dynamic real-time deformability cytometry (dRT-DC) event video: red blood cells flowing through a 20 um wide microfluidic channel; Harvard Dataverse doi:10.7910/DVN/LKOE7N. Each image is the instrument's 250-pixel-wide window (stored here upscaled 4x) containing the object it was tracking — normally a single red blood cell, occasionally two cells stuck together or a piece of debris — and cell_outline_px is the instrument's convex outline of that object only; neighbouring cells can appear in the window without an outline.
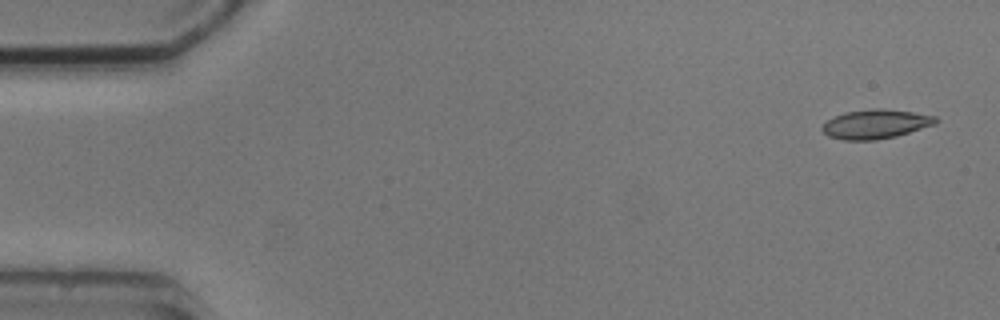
{"species": "common noctule bat (a hibernating species)", "species_latin": "Nyctalus noctula", "temperature_condition": "cold", "stored_images_in_passage": 6, "camera_frame_rate_fps": 3000, "um_per_image_px": 0.085, "animal": {"sex": "male", "body_mass_g": 20.5, "forearm_length_mm": 52.5}, "frame": {"image": 1, "passage_image": 1, "time_ms": 0.0, "image_size_px": [1000, 320], "cell_outline_px": [[940, 120], [936, 124], [896, 136], [876, 140], [844, 140], [828, 136], [820, 128], [828, 120], [844, 112], [872, 108], [880, 108], [912, 112], [936, 116]], "centroid_in_image_um": [74.45, 10.54], "position_along_channel_um": 10.6, "area_um2": 19.31}}